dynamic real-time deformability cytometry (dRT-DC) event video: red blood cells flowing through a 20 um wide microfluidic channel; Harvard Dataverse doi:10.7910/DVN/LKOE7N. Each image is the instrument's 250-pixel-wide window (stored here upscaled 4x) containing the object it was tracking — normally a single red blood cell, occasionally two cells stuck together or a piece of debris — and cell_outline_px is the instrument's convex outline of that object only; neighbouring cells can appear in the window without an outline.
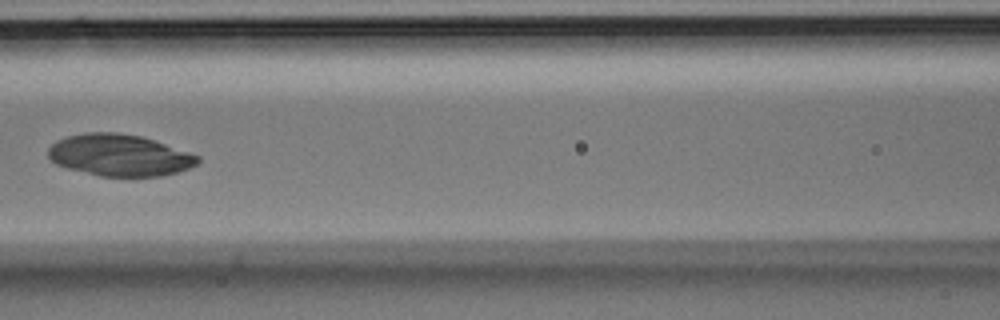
{"species": "Egyptian fruit bat (a non-hibernating species)", "species_latin": "Rousettus aegyptiacus", "temperature_condition": "room temperature", "stored_images_in_passage": 6, "camera_frame_rate_fps": 3000, "um_per_image_px": 0.085, "animal": {"sex": "male"}, "frame": {"image": 1, "passage_image": 6, "time_ms": 1.667, "image_size_px": [1000, 320], "cell_outline_px": [[200, 160], [196, 164], [188, 168], [176, 172], [160, 176], [100, 176], [68, 168], [56, 164], [48, 156], [48, 148], [56, 140], [68, 136], [84, 132], [116, 132], [140, 136], [200, 156]], "centroid_in_image_um": [10.12, 13.19], "position_along_channel_um": 156.5, "area_um2": 36.01}}